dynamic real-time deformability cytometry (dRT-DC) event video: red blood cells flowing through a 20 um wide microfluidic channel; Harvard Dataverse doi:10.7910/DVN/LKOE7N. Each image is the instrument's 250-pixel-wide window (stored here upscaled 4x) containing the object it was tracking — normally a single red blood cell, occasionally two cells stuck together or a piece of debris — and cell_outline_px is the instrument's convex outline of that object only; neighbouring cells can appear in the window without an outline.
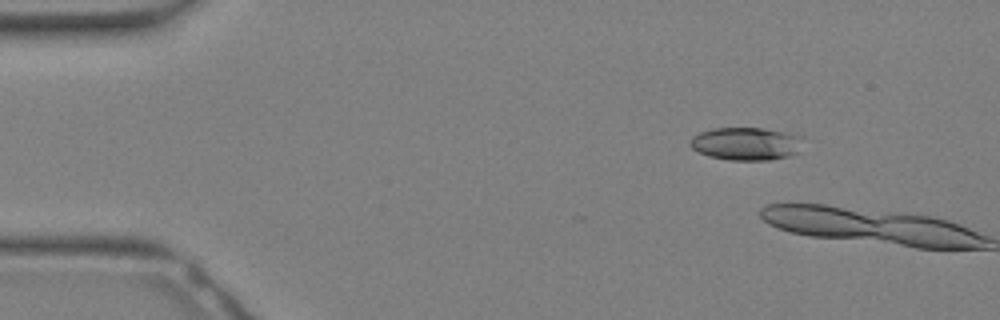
{"species": "Egyptian fruit bat (a non-hibernating species)", "species_latin": "Rousettus aegyptiacus", "temperature_condition": "warm", "stored_images_in_passage": 2, "camera_frame_rate_fps": 3000, "um_per_image_px": 0.085, "animal": {"sex": "female"}, "frame": {"image": 1, "passage_image": 1, "time_ms": 0.0, "image_size_px": [1000, 320], "cell_outline_px": [[808, 136], [796, 152], [788, 156], [768, 160], [728, 160], [712, 156], [700, 152], [692, 148], [688, 144], [692, 136], [700, 132], [712, 128], [764, 128]], "centroid_in_image_um": [63.46, 12.2], "position_along_channel_um": 21.5, "area_um2": 21.85}}